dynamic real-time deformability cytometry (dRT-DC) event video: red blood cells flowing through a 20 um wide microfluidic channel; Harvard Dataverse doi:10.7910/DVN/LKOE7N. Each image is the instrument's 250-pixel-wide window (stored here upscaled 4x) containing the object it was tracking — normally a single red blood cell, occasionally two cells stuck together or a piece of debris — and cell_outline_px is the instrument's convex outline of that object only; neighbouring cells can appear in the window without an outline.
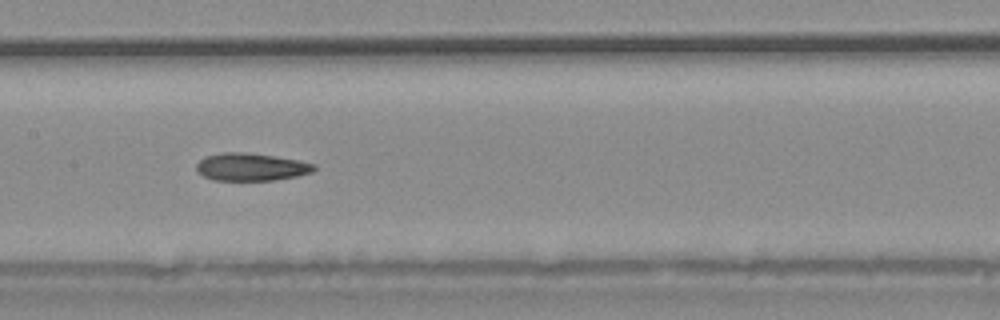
{"species": "common noctule bat (a hibernating species)", "species_latin": "Nyctalus noctula", "temperature_condition": "warm", "stored_images_in_passage": 34, "camera_frame_rate_fps": 3000, "um_per_image_px": 0.085, "animal": {"sex": "male", "body_mass_g": 20.4}, "frame": {"image": 1, "passage_image": 15, "time_ms": 4.667, "image_size_px": [1000, 320], "cell_outline_px": [[316, 168], [312, 172], [296, 176], [276, 180], [212, 180], [196, 172], [196, 164], [204, 156], [224, 152], [244, 152], [300, 160], [316, 164]], "centroid_in_image_um": [21.32, 14.19], "position_along_channel_um": 186.1, "area_um2": 19.02}}